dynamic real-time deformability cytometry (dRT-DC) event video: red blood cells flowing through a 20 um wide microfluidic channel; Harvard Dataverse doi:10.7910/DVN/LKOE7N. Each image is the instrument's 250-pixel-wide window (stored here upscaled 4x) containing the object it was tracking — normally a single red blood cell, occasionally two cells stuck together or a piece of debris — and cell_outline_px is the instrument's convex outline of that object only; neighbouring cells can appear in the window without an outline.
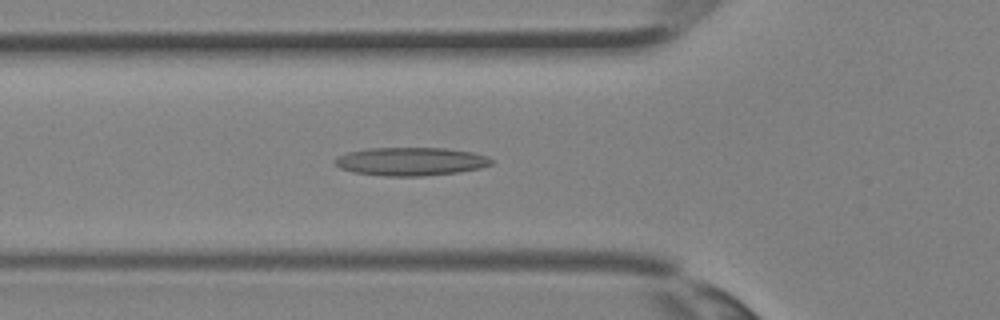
{"species": "Egyptian fruit bat (a non-hibernating species)", "species_latin": "Rousettus aegyptiacus", "temperature_condition": "room temperature", "stored_images_in_passage": 37, "camera_frame_rate_fps": 3000, "um_per_image_px": 0.085, "animal": {"sex": "female"}, "frame": {"image": 1, "passage_image": 13, "time_ms": 4.0, "image_size_px": [1000, 320], "cell_outline_px": [[492, 164], [480, 168], [460, 172], [424, 176], [384, 176], [352, 172], [340, 168], [332, 160], [336, 156], [348, 152], [364, 148], [444, 148], [472, 152], [488, 156], [492, 160]], "centroid_in_image_um": [34.88, 13.72], "position_along_channel_um": 90.9, "area_um2": 26.01}}
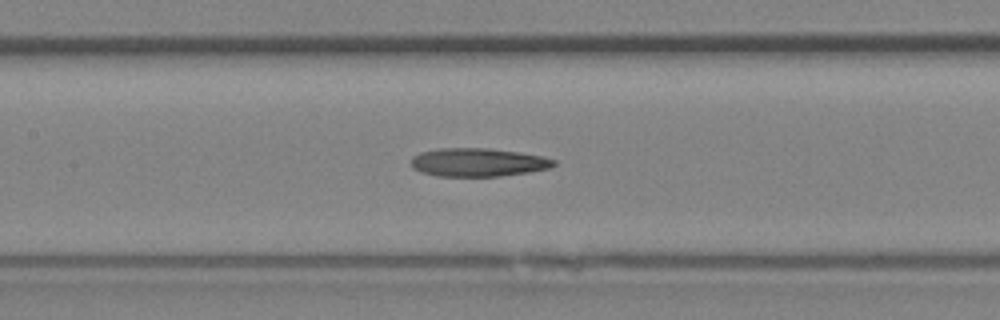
{"frame": {"image": 2, "passage_image": 17, "time_ms": 5.333, "image_size_px": [1000, 320], "cell_outline_px": [[556, 164], [552, 168], [528, 172], [500, 176], [436, 176], [420, 172], [412, 168], [412, 156], [420, 152], [436, 148], [488, 148], [520, 152], [544, 156], [556, 160]], "centroid_in_image_um": [40.64, 13.79], "position_along_channel_um": 166.8, "area_um2": 23.87}}
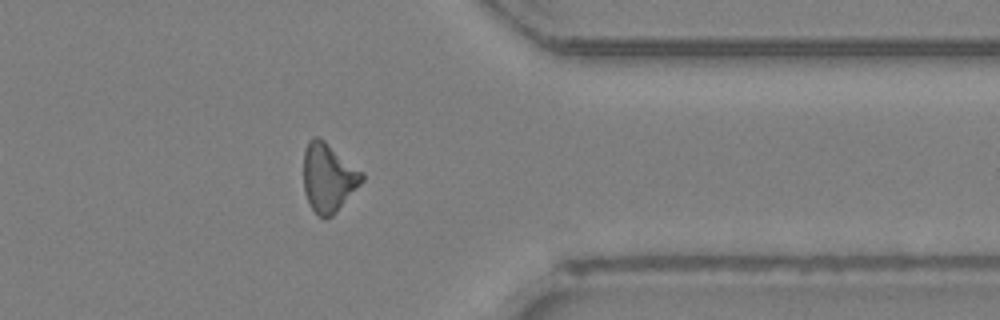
{"frame": {"image": 3, "passage_image": 29, "time_ms": 9.333, "image_size_px": [1000, 320], "cell_outline_px": [[364, 180], [336, 212], [332, 216], [324, 220], [312, 208], [304, 192], [304, 148], [308, 140], [312, 136], [316, 136], [324, 140], [364, 172]], "centroid_in_image_um": [27.91, 15.07], "position_along_channel_um": 383.5, "area_um2": 23.41}}